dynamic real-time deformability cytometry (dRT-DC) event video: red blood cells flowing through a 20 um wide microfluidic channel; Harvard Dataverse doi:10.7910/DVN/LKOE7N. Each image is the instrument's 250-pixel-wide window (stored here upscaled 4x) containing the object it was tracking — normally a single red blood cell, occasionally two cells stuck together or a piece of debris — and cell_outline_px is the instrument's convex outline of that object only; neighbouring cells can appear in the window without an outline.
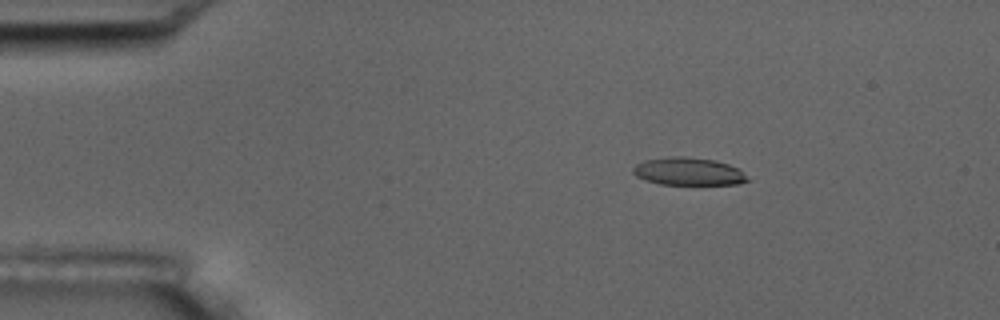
{"species": "common noctule bat (a hibernating species)", "species_latin": "Nyctalus noctula", "temperature_condition": "room temperature", "stored_images_in_passage": 4, "camera_frame_rate_fps": 3000, "um_per_image_px": 0.085, "animal": {"sex": "male", "body_mass_g": 17.5, "forearm_length_mm": 52.3}, "frame": {"image": 1, "passage_image": 2, "time_ms": 1.333, "image_size_px": [1000, 320], "cell_outline_px": [[752, 180], [740, 184], [660, 184], [644, 180], [636, 176], [632, 172], [632, 168], [636, 164], [644, 160], [672, 156], [684, 156], [716, 160], [728, 164], [736, 168]], "centroid_in_image_um": [58.5, 14.57], "position_along_channel_um": 26.5, "area_um2": 18.55}}